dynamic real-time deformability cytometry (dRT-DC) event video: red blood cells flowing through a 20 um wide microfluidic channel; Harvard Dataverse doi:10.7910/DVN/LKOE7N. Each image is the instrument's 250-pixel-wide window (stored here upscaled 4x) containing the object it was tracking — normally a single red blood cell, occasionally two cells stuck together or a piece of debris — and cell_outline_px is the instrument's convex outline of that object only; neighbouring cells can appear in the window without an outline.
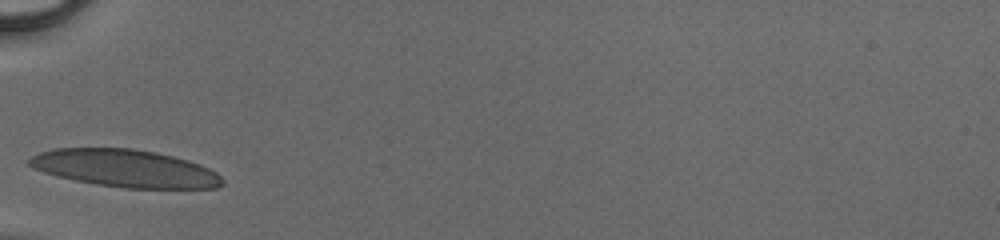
{"species": "human", "species_latin": "Homo sapiens", "temperature_condition": "cold", "stored_images_in_passage": 24, "camera_frame_rate_fps": 3000, "um_per_image_px": 0.085, "donor": {"sex": "male"}, "frame": {"image": 1, "passage_image": 1, "time_ms": 0.0, "image_size_px": [1000, 240], "cell_outline_px": [[224, 184], [216, 188], [124, 188], [96, 184], [76, 180], [44, 172], [32, 168], [28, 164], [28, 160], [32, 156], [40, 152], [56, 148], [132, 148], [156, 152], [188, 160], [200, 164], [216, 172], [224, 180]], "centroid_in_image_um": [10.66, 14.31], "position_along_channel_um": 74.3, "area_um2": 42.08}}
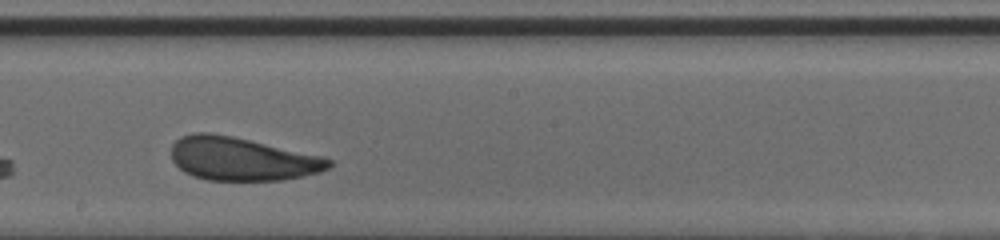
{"frame": {"image": 2, "passage_image": 12, "time_ms": 3.667, "image_size_px": [1000, 240], "cell_outline_px": [[332, 164], [328, 168], [320, 172], [284, 180], [208, 180], [192, 176], [184, 172], [172, 160], [172, 144], [180, 136], [192, 132], [208, 132], [232, 136], [320, 156], [332, 160]], "centroid_in_image_um": [20.51, 13.5], "position_along_channel_um": 227.7, "area_um2": 39.54}}
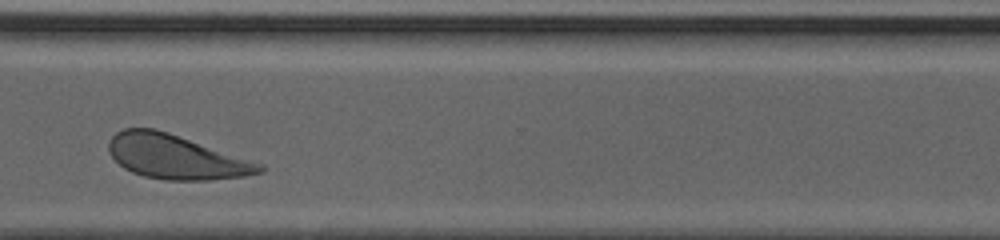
{"frame": {"image": 3, "passage_image": 21, "time_ms": 6.667, "image_size_px": [1000, 240], "cell_outline_px": [[264, 172], [244, 176], [208, 180], [164, 180], [144, 176], [132, 172], [124, 168], [108, 152], [108, 140], [116, 132], [124, 128], [156, 128], [264, 164]], "centroid_in_image_um": [14.94, 13.33], "position_along_channel_um": 355.7, "area_um2": 38.9}}